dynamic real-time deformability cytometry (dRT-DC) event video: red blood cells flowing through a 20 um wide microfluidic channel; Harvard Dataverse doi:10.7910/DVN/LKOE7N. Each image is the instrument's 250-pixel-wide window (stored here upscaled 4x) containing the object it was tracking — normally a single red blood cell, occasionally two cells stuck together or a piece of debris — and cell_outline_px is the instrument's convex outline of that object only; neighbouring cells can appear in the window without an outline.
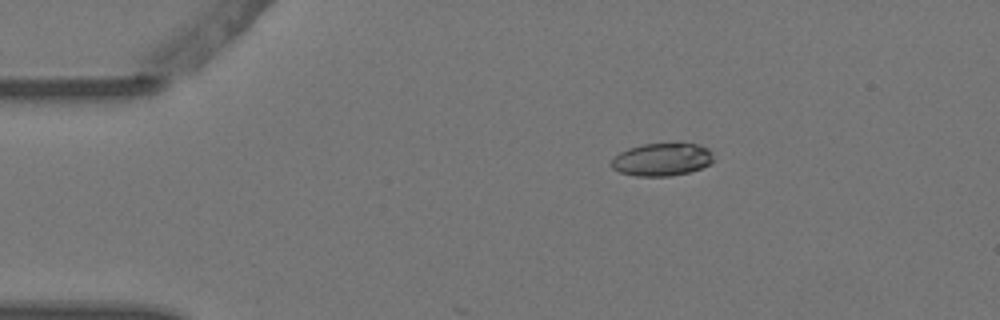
{"species": "Egyptian fruit bat (a non-hibernating species)", "species_latin": "Rousettus aegyptiacus", "temperature_condition": "warm", "stored_images_in_passage": 7, "camera_frame_rate_fps": 3000, "um_per_image_px": 0.085, "animal": {"sex": "female"}, "frame": {"image": 1, "passage_image": 1, "time_ms": 0.0, "image_size_px": [1000, 320], "cell_outline_px": [[712, 160], [708, 164], [700, 168], [688, 172], [672, 176], [636, 176], [620, 172], [612, 168], [608, 164], [620, 152], [628, 148], [644, 144], [700, 144], [708, 148], [712, 152]], "centroid_in_image_um": [56.23, 13.56], "position_along_channel_um": 28.8, "area_um2": 19.36}}
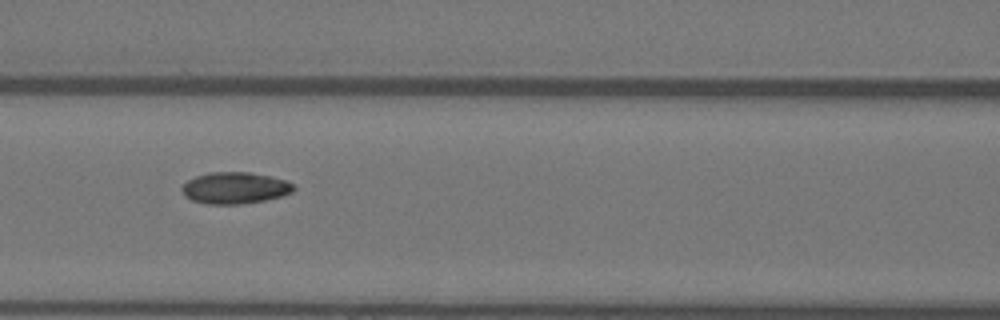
{"frame": {"image": 2, "passage_image": 5, "time_ms": 1.333, "image_size_px": [1000, 320], "cell_outline_px": [[296, 188], [292, 192], [280, 196], [264, 200], [236, 204], [208, 204], [192, 200], [184, 196], [180, 188], [188, 180], [196, 176], [208, 172], [248, 172], [272, 176], [284, 180], [292, 184]], "centroid_in_image_um": [19.94, 15.96], "position_along_channel_um": 146.7, "area_um2": 20.46}}
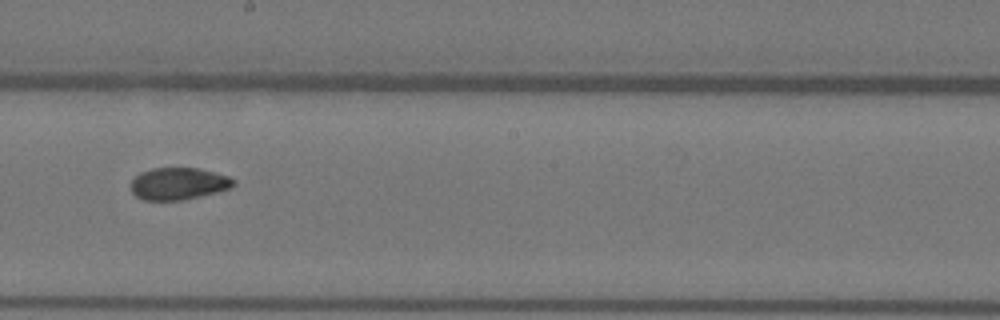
{"frame": {"image": 3, "passage_image": 7, "time_ms": 2.0, "image_size_px": [1000, 320], "cell_outline_px": [[236, 184], [228, 188], [216, 192], [200, 196], [180, 200], [144, 200], [136, 196], [132, 192], [132, 180], [140, 172], [152, 168], [200, 168], [228, 176], [236, 180]], "centroid_in_image_um": [15.17, 15.6], "position_along_channel_um": 233.0, "area_um2": 19.07}}